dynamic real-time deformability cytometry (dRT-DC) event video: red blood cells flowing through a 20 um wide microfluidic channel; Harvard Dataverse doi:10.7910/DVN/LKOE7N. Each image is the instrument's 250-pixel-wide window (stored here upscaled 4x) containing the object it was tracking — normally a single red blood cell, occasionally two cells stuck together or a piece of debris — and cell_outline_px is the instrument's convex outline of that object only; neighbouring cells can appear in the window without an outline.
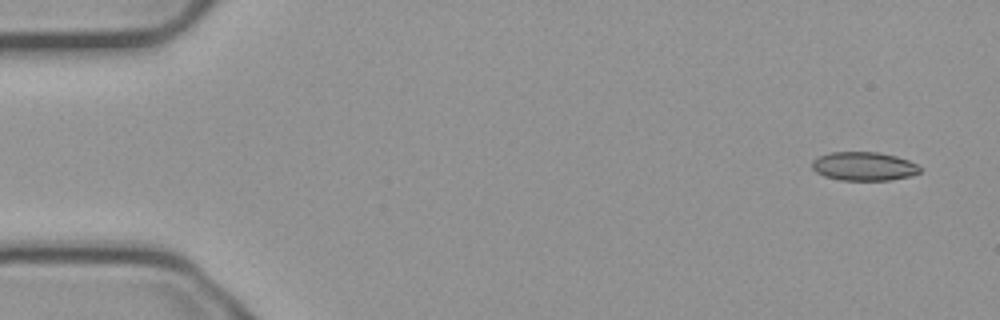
{"species": "common noctule bat (a hibernating species)", "species_latin": "Nyctalus noctula", "temperature_condition": "cold", "stored_images_in_passage": 54, "camera_frame_rate_fps": 3000, "um_per_image_px": 0.085, "animal": {"sex": "male", "body_mass_g": 23.1, "forearm_length_mm": 52.7}, "frame": {"image": 1, "passage_image": 2, "time_ms": 0.333, "image_size_px": [1000, 320], "cell_outline_px": [[924, 168], [920, 172], [908, 176], [888, 180], [840, 180], [824, 176], [816, 172], [812, 168], [812, 160], [816, 156], [828, 152], [880, 152], [896, 156], [908, 160]], "centroid_in_image_um": [73.4, 14.12], "position_along_channel_um": 11.6, "area_um2": 18.21}}
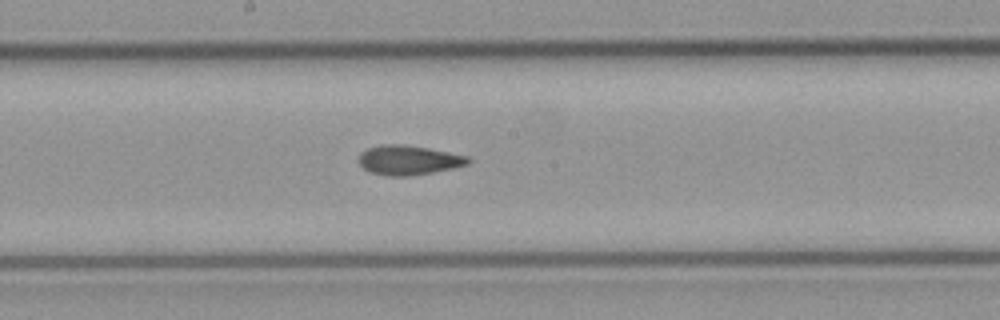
{"frame": {"image": 2, "passage_image": 28, "time_ms": 9.0, "image_size_px": [1000, 320], "cell_outline_px": [[472, 160], [468, 164], [452, 168], [432, 172], [408, 176], [388, 176], [372, 172], [364, 168], [360, 164], [360, 152], [368, 148], [380, 144], [404, 144], [428, 148], [468, 156]], "centroid_in_image_um": [34.73, 13.6], "position_along_channel_um": 213.5, "area_um2": 18.67}}
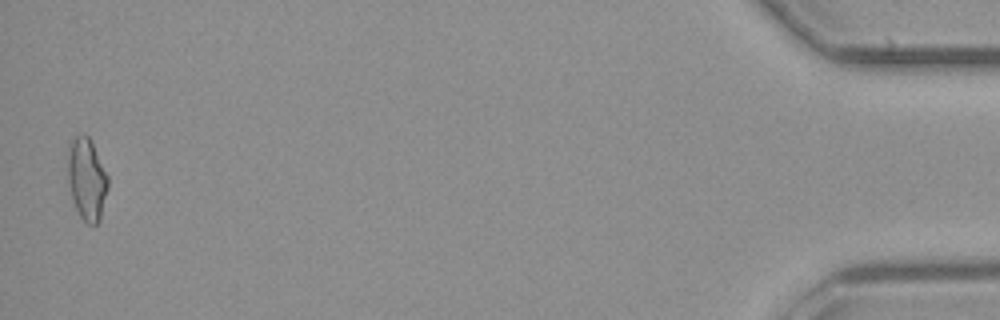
{"frame": {"image": 3, "passage_image": 53, "time_ms": 17.333, "image_size_px": [1000, 320], "cell_outline_px": [[108, 188], [100, 220], [96, 224], [88, 224], [80, 216], [76, 208], [72, 196], [68, 180], [68, 156], [72, 140], [76, 136], [88, 136], [108, 176]], "centroid_in_image_um": [7.39, 15.27], "position_along_channel_um": 427.8, "area_um2": 18.67}, "authors_computed_cell_mechanics": {"area_um2": 18.5827, "velocity_mm_per_s": 3.7571, "shape_relaxation_time_tau1_ms": null, "shape_relaxation_time_tau2_ms": 4.0707, "deformation_change_tau1": null, "deformation_change_tau2": 0.118}}